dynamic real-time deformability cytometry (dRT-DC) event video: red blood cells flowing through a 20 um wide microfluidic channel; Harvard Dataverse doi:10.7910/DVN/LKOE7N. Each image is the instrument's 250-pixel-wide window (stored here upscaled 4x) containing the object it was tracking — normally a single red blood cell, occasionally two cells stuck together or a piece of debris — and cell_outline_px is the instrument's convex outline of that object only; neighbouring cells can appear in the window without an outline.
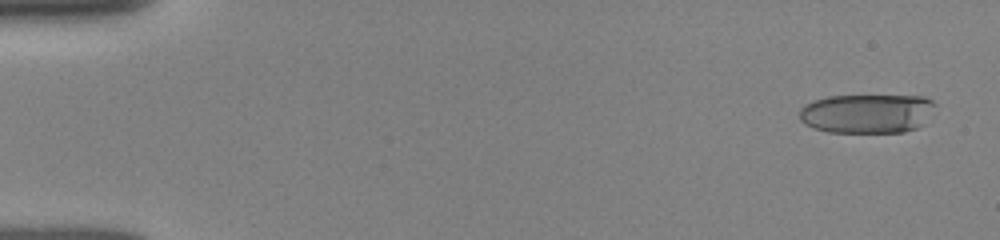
{"species": "human", "species_latin": "Homo sapiens", "temperature_condition": "room temperature", "stored_images_in_passage": 51, "camera_frame_rate_fps": 3000, "um_per_image_px": 0.085, "donor": {"sex": "female"}, "frame": {"image": 1, "passage_image": 2, "time_ms": 0.333, "image_size_px": [1000, 240], "cell_outline_px": [[936, 104], [920, 124], [916, 128], [904, 132], [828, 132], [812, 128], [804, 124], [800, 120], [800, 108], [804, 104], [812, 100], [828, 96], [924, 96], [932, 100]], "centroid_in_image_um": [73.62, 9.64], "position_along_channel_um": 11.4, "area_um2": 30.92}}
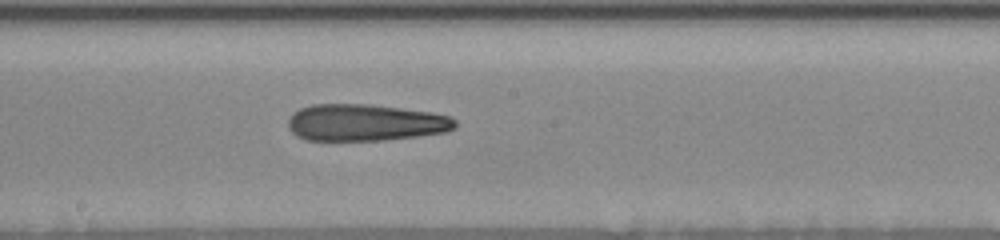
{"frame": {"image": 2, "passage_image": 28, "time_ms": 9.0, "image_size_px": [1000, 240], "cell_outline_px": [[456, 128], [448, 132], [384, 140], [304, 140], [296, 136], [288, 128], [288, 116], [292, 112], [300, 108], [312, 104], [368, 104], [432, 112], [452, 116], [456, 120]], "centroid_in_image_um": [31.04, 10.42], "position_along_channel_um": 217.2, "area_um2": 36.18}}
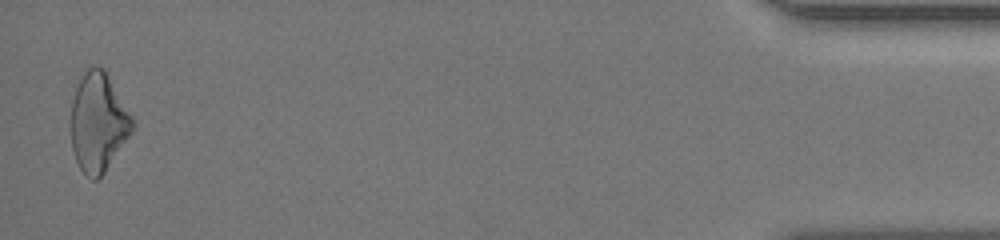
{"frame": {"image": 3, "passage_image": 50, "time_ms": 16.333, "image_size_px": [1000, 240], "cell_outline_px": [[136, 124], [132, 132], [104, 172], [96, 180], [92, 180], [80, 168], [76, 160], [72, 148], [68, 120], [72, 100], [76, 88], [84, 72], [88, 68], [96, 64], [104, 68], [132, 116]], "centroid_in_image_um": [8.32, 10.38], "position_along_channel_um": 426.9, "area_um2": 35.72}, "authors_computed_cell_mechanics": {"area_um2": 35.0268, "velocity_mm_per_s": 3.9661, "shape_relaxation_time_tau1_ms": 4.9917, "shape_relaxation_time_tau2_ms": 4.6362, "deformation_change_tau1": 0.2034, "deformation_change_tau2": 0.1904}}